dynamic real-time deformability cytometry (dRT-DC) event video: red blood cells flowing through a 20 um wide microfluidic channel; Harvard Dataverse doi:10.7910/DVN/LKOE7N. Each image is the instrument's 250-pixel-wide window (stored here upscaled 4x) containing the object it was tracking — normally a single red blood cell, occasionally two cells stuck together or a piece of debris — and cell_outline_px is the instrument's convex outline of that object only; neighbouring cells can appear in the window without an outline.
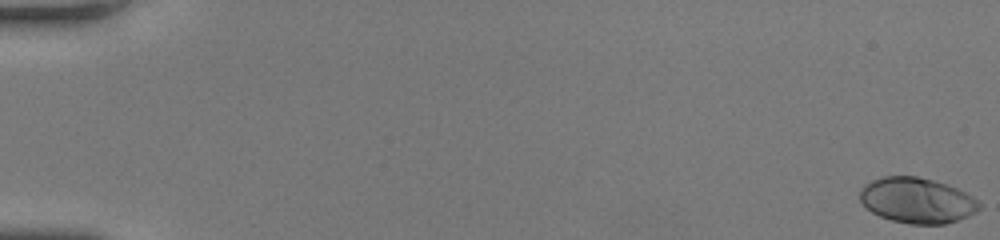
{"species": "human", "species_latin": "Homo sapiens", "temperature_condition": "room temperature", "stored_images_in_passage": 53, "camera_frame_rate_fps": 3000, "um_per_image_px": 0.085, "donor": {"sex": "female"}, "frame": {"image": 1, "passage_image": 1, "time_ms": 0.0, "image_size_px": [1000, 240], "cell_outline_px": [[980, 208], [976, 212], [968, 216], [944, 224], [912, 224], [892, 220], [880, 216], [872, 212], [860, 200], [860, 188], [864, 184], [872, 180], [884, 176], [916, 176], [948, 184], [972, 196], [980, 204]], "centroid_in_image_um": [77.93, 17.02], "position_along_channel_um": 7.1, "area_um2": 31.44}}
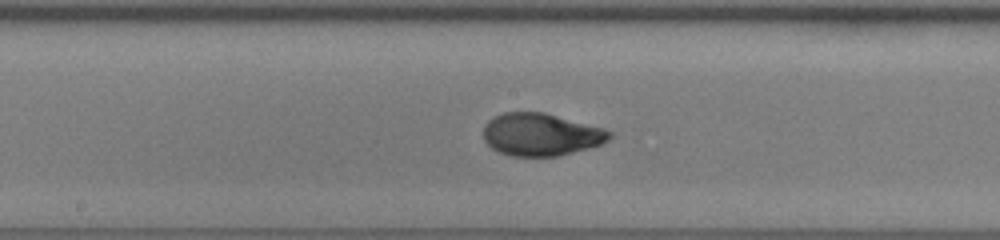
{"frame": {"image": 2, "passage_image": 30, "time_ms": 9.667, "image_size_px": [1000, 240], "cell_outline_px": [[612, 136], [608, 140], [600, 144], [588, 148], [556, 156], [512, 156], [500, 152], [492, 148], [484, 140], [484, 124], [488, 120], [504, 112], [544, 112], [604, 128], [612, 132]], "centroid_in_image_um": [45.97, 11.42], "position_along_channel_um": 202.2, "area_um2": 31.1}}
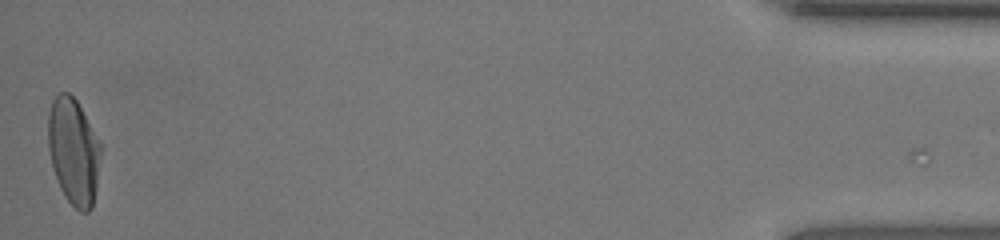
{"frame": {"image": 3, "passage_image": 53, "time_ms": 17.333, "image_size_px": [1000, 240], "cell_outline_px": [[100, 152], [96, 188], [92, 208], [88, 212], [80, 212], [64, 196], [60, 188], [52, 168], [48, 148], [48, 112], [52, 100], [60, 92], [68, 92], [76, 100], [100, 144]], "centroid_in_image_um": [6.22, 12.88], "position_along_channel_um": 429.0, "area_um2": 32.31}, "authors_computed_cell_mechanics": {"area_um2": 31.2698, "velocity_mm_per_s": 4.0896, "shape_relaxation_time_tau1_ms": 5.8435, "shape_relaxation_time_tau2_ms": null, "deformation_change_tau1": 0.2457, "deformation_change_tau2": null}}